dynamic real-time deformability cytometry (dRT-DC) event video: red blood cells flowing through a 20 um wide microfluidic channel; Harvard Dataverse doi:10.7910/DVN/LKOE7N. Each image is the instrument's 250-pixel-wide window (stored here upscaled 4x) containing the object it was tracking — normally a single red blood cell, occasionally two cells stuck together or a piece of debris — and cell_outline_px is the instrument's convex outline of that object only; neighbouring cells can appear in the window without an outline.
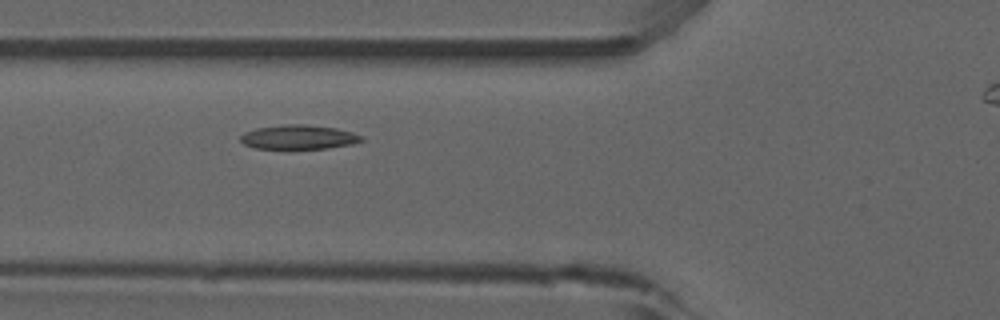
{"species": "common noctule bat (a hibernating species)", "species_latin": "Nyctalus noctula", "temperature_condition": "room temperature", "stored_images_in_passage": 6, "segment_of_instrument_passage": [1, 2], "camera_frame_rate_fps": 3000, "um_per_image_px": 0.085, "animal": {"sex": "male", "forearm_length_mm": 52.5}, "frame": {"image": 1, "passage_image": 4, "time_ms": 4.333, "image_size_px": [1000, 320], "cell_outline_px": [[364, 140], [352, 144], [328, 148], [256, 148], [244, 144], [240, 140], [240, 136], [244, 132], [256, 128], [288, 124], [304, 124], [336, 128], [352, 132], [364, 136]], "centroid_in_image_um": [25.41, 11.64], "position_along_channel_um": 100.4, "area_um2": 16.99}}
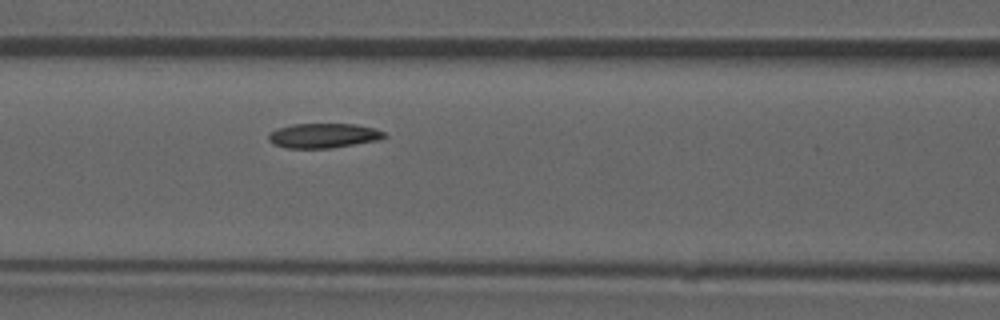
{"frame": {"image": 2, "passage_image": 5, "time_ms": 5.333, "image_size_px": [1000, 320], "cell_outline_px": [[388, 136], [384, 140], [332, 148], [284, 148], [272, 144], [268, 140], [268, 136], [276, 128], [292, 124], [356, 124], [372, 128], [384, 132]], "centroid_in_image_um": [27.52, 11.54], "position_along_channel_um": 139.1, "area_um2": 16.94}}